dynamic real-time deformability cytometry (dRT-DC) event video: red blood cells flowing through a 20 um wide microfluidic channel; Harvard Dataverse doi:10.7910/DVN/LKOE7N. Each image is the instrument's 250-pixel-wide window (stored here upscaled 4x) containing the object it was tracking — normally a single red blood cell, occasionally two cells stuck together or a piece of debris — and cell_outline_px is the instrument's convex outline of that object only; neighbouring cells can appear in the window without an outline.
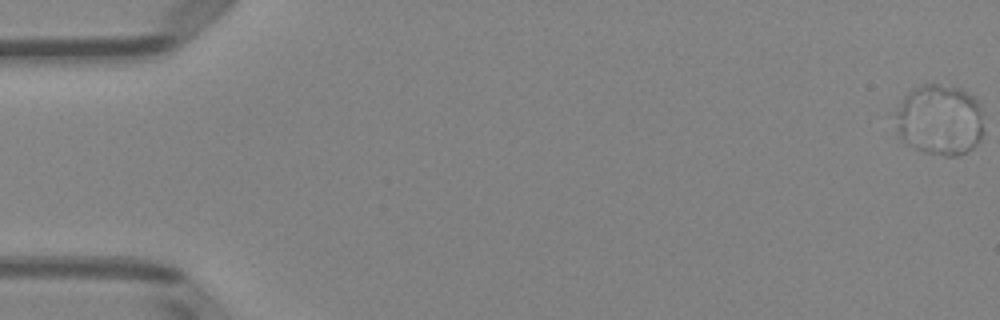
{"species": "Egyptian fruit bat (a non-hibernating species)", "species_latin": "Rousettus aegyptiacus", "temperature_condition": "room temperature", "stored_images_in_passage": 15, "camera_frame_rate_fps": 3000, "um_per_image_px": 0.085, "animal": {"sex": "female"}, "frame": {"image": 1, "passage_image": 1, "time_ms": 0.0, "image_size_px": [1000, 320], "cell_outline_px": [[984, 132], [980, 140], [972, 148], [960, 156], [944, 156], [924, 152], [916, 148], [900, 136], [896, 132], [892, 112], [904, 96], [912, 88], [924, 84], [936, 84], [960, 88], [976, 96], [980, 100], [984, 128]], "centroid_in_image_um": [79.88, 10.17], "position_along_channel_um": 5.1, "area_um2": 37.45}}
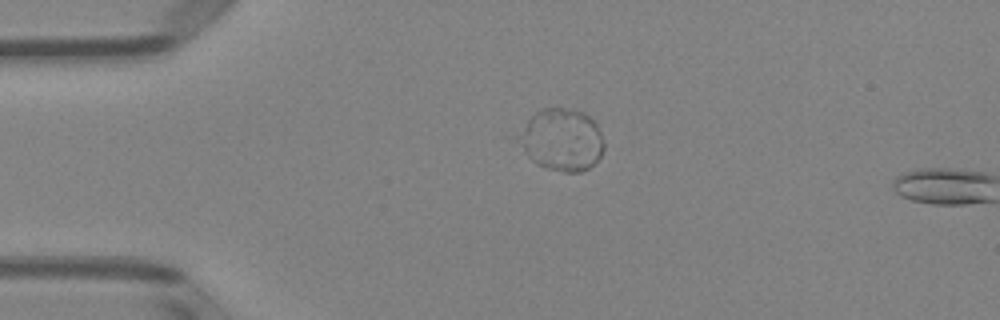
{"frame": {"image": 2, "passage_image": 13, "time_ms": 4.0, "image_size_px": [1000, 320], "cell_outline_px": [[604, 148], [600, 156], [588, 168], [580, 172], [564, 172], [548, 168], [536, 164], [504, 136], [536, 112], [544, 108], [564, 108], [584, 112], [596, 124], [600, 132], [604, 144]], "centroid_in_image_um": [47.52, 11.86], "position_along_channel_um": 37.5, "area_um2": 32.43}}